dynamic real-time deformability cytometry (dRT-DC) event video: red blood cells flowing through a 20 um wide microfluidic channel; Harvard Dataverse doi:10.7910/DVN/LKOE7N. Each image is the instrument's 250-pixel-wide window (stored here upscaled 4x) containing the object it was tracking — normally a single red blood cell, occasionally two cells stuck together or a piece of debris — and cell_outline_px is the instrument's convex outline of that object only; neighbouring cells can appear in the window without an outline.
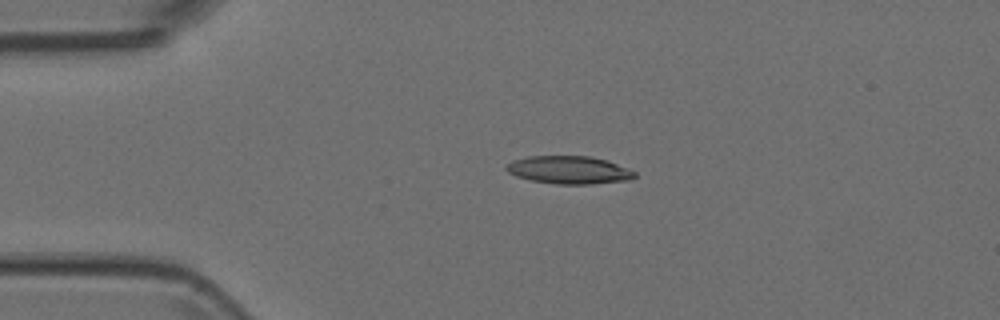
{"species": "Egyptian fruit bat (a non-hibernating species)", "species_latin": "Rousettus aegyptiacus", "temperature_condition": "room temperature", "stored_images_in_passage": 4, "camera_frame_rate_fps": 3000, "um_per_image_px": 0.085, "animal": {"sex": "female"}, "frame": {"image": 1, "passage_image": 3, "time_ms": 0.667, "image_size_px": [1000, 320], "cell_outline_px": [[636, 176], [632, 180], [592, 184], [556, 184], [532, 180], [516, 176], [508, 172], [504, 168], [512, 160], [528, 156], [592, 156], [608, 160], [628, 168], [636, 172]], "centroid_in_image_um": [48.41, 14.44], "position_along_channel_um": 36.6, "area_um2": 21.04}}